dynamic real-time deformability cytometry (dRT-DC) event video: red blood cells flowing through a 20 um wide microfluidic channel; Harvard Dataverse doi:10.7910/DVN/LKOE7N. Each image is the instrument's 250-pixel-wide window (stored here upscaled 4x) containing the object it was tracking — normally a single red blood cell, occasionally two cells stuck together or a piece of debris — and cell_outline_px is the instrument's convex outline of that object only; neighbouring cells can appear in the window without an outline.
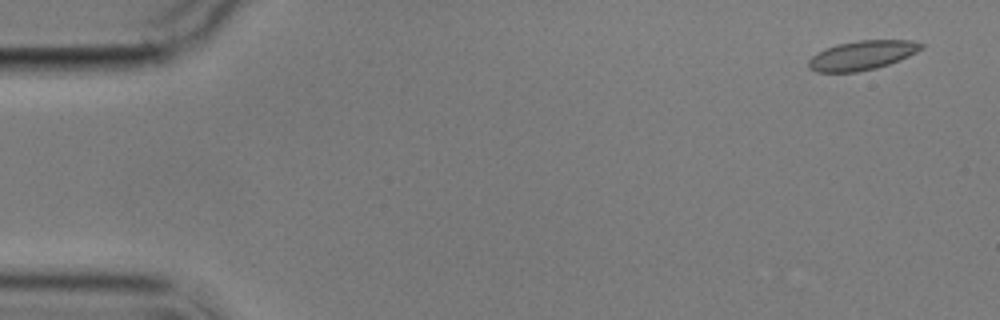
{"species": "common noctule bat (a hibernating species)", "species_latin": "Nyctalus noctula", "temperature_condition": "cold", "stored_images_in_passage": 4, "camera_frame_rate_fps": 3000, "um_per_image_px": 0.085, "animal": {"sex": "male", "body_mass_g": 17.9}, "frame": {"image": 1, "passage_image": 1, "time_ms": 0.0, "image_size_px": [1000, 320], "cell_outline_px": [[924, 48], [900, 60], [876, 68], [856, 72], [816, 72], [808, 68], [808, 60], [812, 56], [836, 44], [860, 40], [912, 40], [924, 44]], "centroid_in_image_um": [73.29, 4.7], "position_along_channel_um": 11.7, "area_um2": 19.13}}
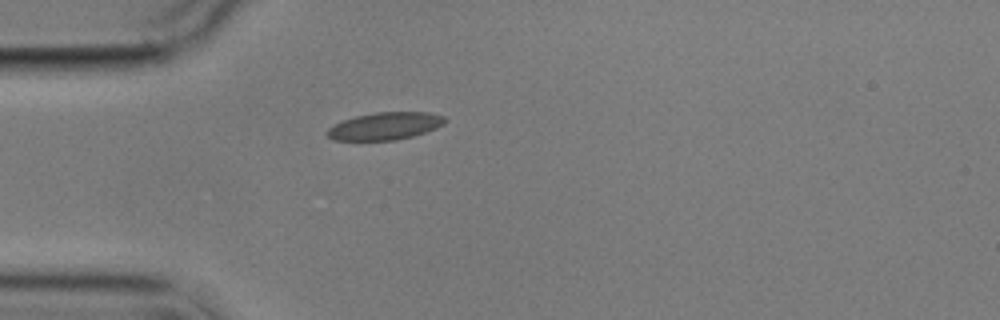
{"frame": {"image": 2, "passage_image": 4, "time_ms": 4.333, "image_size_px": [1000, 320], "cell_outline_px": [[448, 120], [444, 124], [436, 128], [412, 136], [396, 140], [332, 140], [324, 132], [328, 128], [344, 120], [356, 116], [376, 112], [428, 112], [444, 116]], "centroid_in_image_um": [32.73, 10.71], "position_along_channel_um": 52.3, "area_um2": 18.79}}